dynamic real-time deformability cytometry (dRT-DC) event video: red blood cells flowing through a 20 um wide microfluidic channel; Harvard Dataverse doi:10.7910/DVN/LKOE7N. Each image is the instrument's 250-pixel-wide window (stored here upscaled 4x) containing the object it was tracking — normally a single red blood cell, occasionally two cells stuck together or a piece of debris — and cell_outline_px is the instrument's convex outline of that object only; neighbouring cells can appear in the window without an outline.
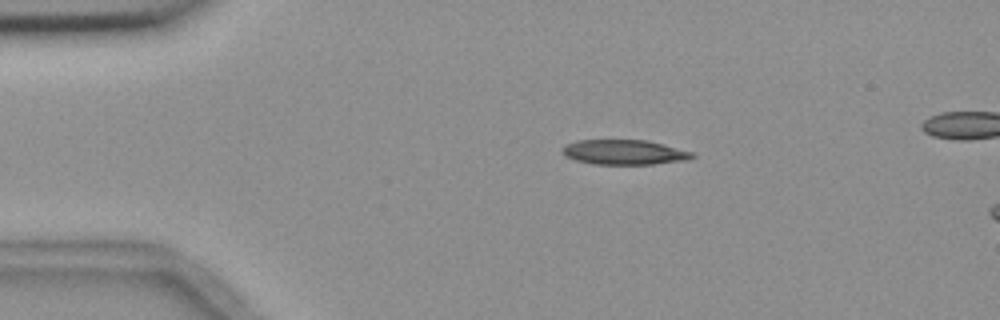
{"species": "common noctule bat (a hibernating species)", "species_latin": "Nyctalus noctula", "temperature_condition": "room temperature", "stored_images_in_passage": 4, "camera_frame_rate_fps": 3000, "um_per_image_px": 0.085, "animal": {"sex": "female", "body_mass_g": 18.4}, "frame": {"image": 1, "passage_image": 2, "time_ms": 1.333, "image_size_px": [1000, 320], "cell_outline_px": [[696, 156], [688, 160], [652, 164], [596, 164], [576, 160], [568, 156], [560, 148], [564, 144], [576, 140], [648, 140], [664, 144], [692, 152]], "centroid_in_image_um": [53.08, 12.93], "position_along_channel_um": 31.9, "area_um2": 18.79}}